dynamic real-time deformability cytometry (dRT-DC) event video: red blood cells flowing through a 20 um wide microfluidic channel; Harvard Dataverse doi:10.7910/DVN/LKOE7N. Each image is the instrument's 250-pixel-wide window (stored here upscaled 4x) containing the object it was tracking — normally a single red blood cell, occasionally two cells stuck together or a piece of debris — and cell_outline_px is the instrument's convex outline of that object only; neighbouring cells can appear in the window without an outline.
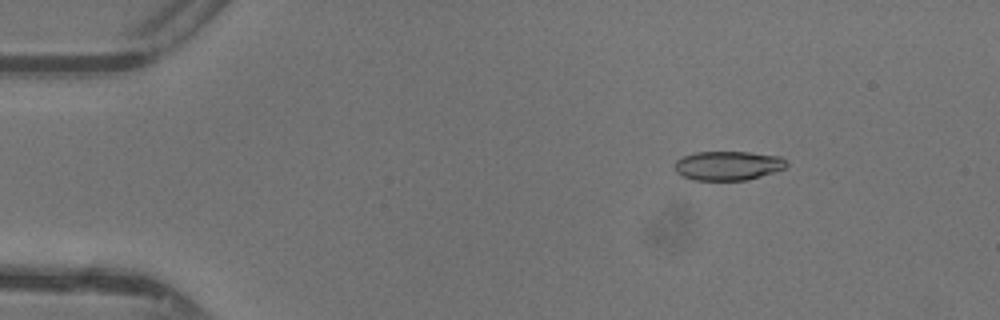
{"species": "common noctule bat (a hibernating species)", "species_latin": "Nyctalus noctula", "temperature_condition": "warm", "stored_images_in_passage": 47, "camera_frame_rate_fps": 3000, "um_per_image_px": 0.085, "animal": {"sex": "female"}, "frame": {"image": 1, "passage_image": 7, "time_ms": 2.0, "image_size_px": [1000, 320], "cell_outline_px": [[788, 164], [784, 168], [760, 176], [744, 180], [692, 180], [676, 172], [676, 160], [684, 156], [696, 152], [748, 152], [780, 156], [788, 160]], "centroid_in_image_um": [61.9, 14.07], "position_along_channel_um": 23.1, "area_um2": 18.84}}
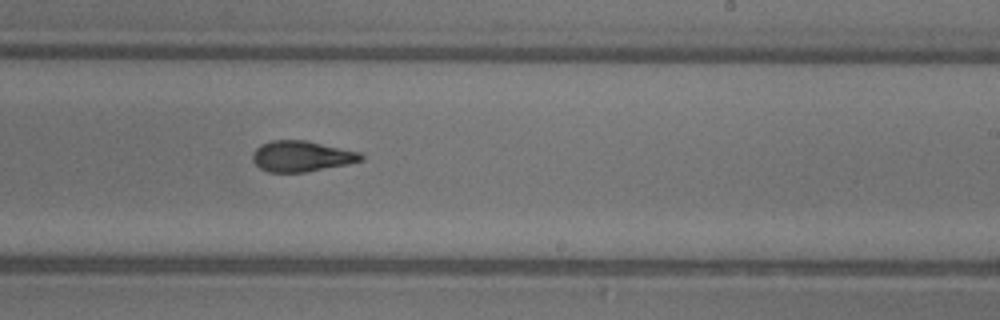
{"frame": {"image": 2, "passage_image": 29, "time_ms": 9.333, "image_size_px": [1000, 320], "cell_outline_px": [[364, 160], [348, 164], [304, 172], [268, 172], [260, 168], [252, 160], [252, 156], [256, 148], [260, 144], [272, 140], [304, 140], [360, 152], [364, 156]], "centroid_in_image_um": [25.63, 13.28], "position_along_channel_um": 263.4, "area_um2": 19.36}}
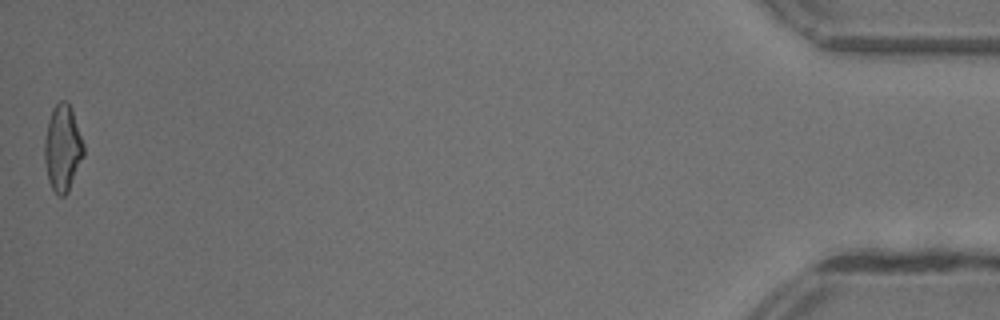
{"frame": {"image": 3, "passage_image": 47, "time_ms": 15.333, "image_size_px": [1000, 320], "cell_outline_px": [[84, 156], [68, 192], [64, 196], [60, 196], [52, 188], [48, 180], [44, 160], [44, 140], [48, 120], [52, 108], [60, 100], [68, 100], [72, 108], [84, 144]], "centroid_in_image_um": [5.32, 12.55], "position_along_channel_um": 429.9, "area_um2": 19.94}, "authors_computed_cell_mechanics": {"area_um2": 19.5942, "velocity_mm_per_s": 4.4264, "shape_relaxation_time_tau1_ms": 5.5373, "shape_relaxation_time_tau2_ms": 1.3084, "deformation_change_tau1": 0.2115, "deformation_change_tau2": 0.0882}}